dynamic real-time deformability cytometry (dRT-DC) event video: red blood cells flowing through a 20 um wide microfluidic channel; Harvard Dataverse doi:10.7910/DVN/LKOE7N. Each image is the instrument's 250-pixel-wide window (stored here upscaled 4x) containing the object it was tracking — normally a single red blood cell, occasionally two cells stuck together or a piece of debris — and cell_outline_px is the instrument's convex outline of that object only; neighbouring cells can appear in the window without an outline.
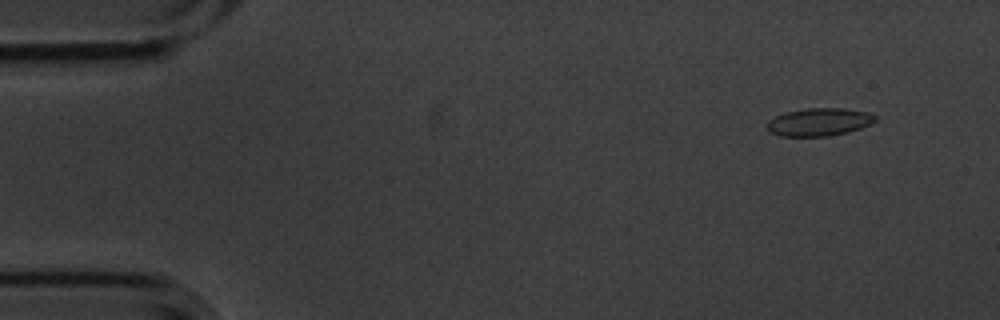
{"species": "common noctule bat (a hibernating species)", "species_latin": "Nyctalus noctula", "temperature_condition": "cold", "stored_images_in_passage": 5, "camera_frame_rate_fps": 3000, "um_per_image_px": 0.085, "animal": {"sex": "male", "body_mass_g": 20.1, "forearm_length_mm": 53.5}, "frame": {"image": 1, "passage_image": 2, "time_ms": 0.333, "image_size_px": [1000, 320], "cell_outline_px": [[876, 120], [872, 124], [848, 132], [828, 136], [780, 136], [772, 132], [768, 128], [768, 120], [784, 112], [804, 108], [844, 108], [868, 112], [876, 116]], "centroid_in_image_um": [69.65, 10.36], "position_along_channel_um": 15.3, "area_um2": 17.57}}
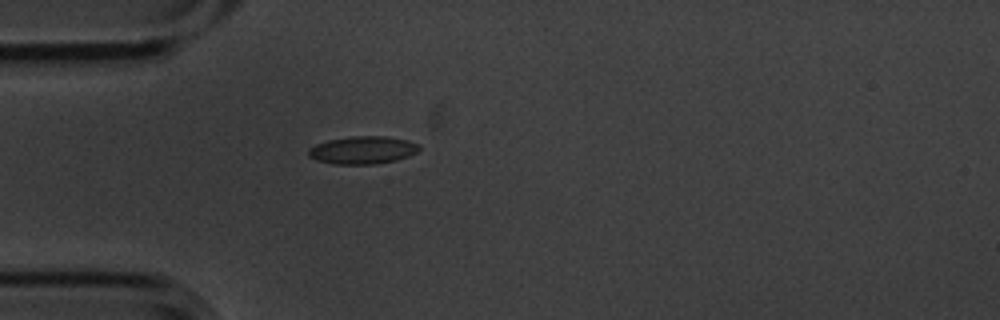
{"frame": {"image": 2, "passage_image": 5, "time_ms": 1.333, "image_size_px": [1000, 320], "cell_outline_px": [[420, 148], [416, 152], [408, 156], [396, 160], [376, 164], [336, 164], [316, 160], [308, 156], [308, 148], [316, 144], [328, 140], [352, 136], [384, 136], [408, 140], [420, 144]], "centroid_in_image_um": [30.83, 12.75], "position_along_channel_um": 54.2, "area_um2": 17.92}}